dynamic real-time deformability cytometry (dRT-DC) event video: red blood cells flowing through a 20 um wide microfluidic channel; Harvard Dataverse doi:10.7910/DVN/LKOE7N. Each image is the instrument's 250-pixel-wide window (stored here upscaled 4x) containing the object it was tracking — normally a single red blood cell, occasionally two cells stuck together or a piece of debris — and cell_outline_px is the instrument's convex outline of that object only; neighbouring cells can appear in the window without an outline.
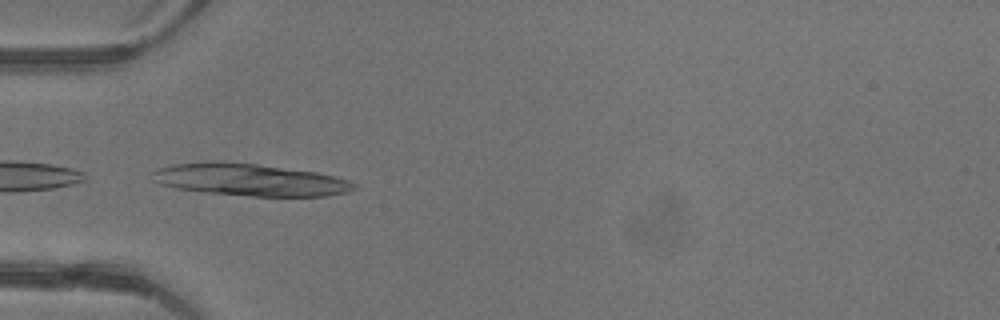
{"species": "common noctule bat (a hibernating species)", "species_latin": "Nyctalus noctula", "temperature_condition": "warm", "stored_images_in_passage": 4, "camera_frame_rate_fps": 3000, "um_per_image_px": 0.085, "animal": {"sex": "female"}, "frame": {"image": 1, "passage_image": 4, "time_ms": 1.0, "image_size_px": [1000, 320], "cell_outline_px": [[360, 188], [348, 192], [328, 196], [252, 196], [208, 192], [176, 188], [160, 184], [152, 180], [152, 172], [156, 168], [172, 164], [208, 160], [216, 160], [256, 164], [316, 172], [336, 176], [348, 180], [356, 184]], "centroid_in_image_um": [21.23, 15.27], "position_along_channel_um": 63.8, "area_um2": 38.15}}